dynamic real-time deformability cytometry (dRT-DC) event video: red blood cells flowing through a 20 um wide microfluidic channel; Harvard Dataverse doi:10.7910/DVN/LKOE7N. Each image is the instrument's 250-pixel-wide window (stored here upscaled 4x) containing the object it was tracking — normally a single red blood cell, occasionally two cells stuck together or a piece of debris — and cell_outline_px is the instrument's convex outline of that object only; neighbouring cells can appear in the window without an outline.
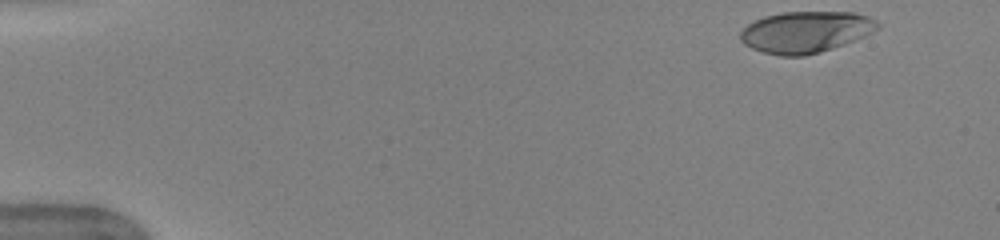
{"species": "human", "species_latin": "Homo sapiens", "temperature_condition": "warm", "stored_images_in_passage": 48, "camera_frame_rate_fps": 3000, "um_per_image_px": 0.085, "donor": {"sex": "female"}, "frame": {"image": 1, "passage_image": 1, "time_ms": 0.0, "image_size_px": [1000, 240], "cell_outline_px": [[880, 28], [864, 36], [844, 44], [820, 52], [804, 56], [780, 56], [764, 52], [752, 48], [744, 44], [740, 40], [740, 32], [748, 24], [764, 16], [780, 12], [852, 12], [868, 16], [876, 20], [880, 24]], "centroid_in_image_um": [68.48, 2.71], "position_along_channel_um": 16.5, "area_um2": 33.12}}
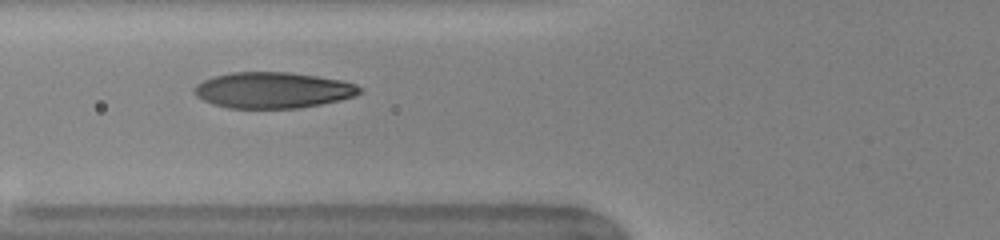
{"frame": {"image": 2, "passage_image": 17, "time_ms": 5.333, "image_size_px": [1000, 240], "cell_outline_px": [[364, 92], [356, 96], [340, 100], [300, 108], [228, 108], [212, 104], [196, 96], [192, 92], [192, 88], [196, 84], [212, 76], [232, 72], [288, 72], [316, 76], [340, 80], [356, 84], [364, 88]], "centroid_in_image_um": [23.2, 7.66], "position_along_channel_um": 102.6, "area_um2": 35.03}}
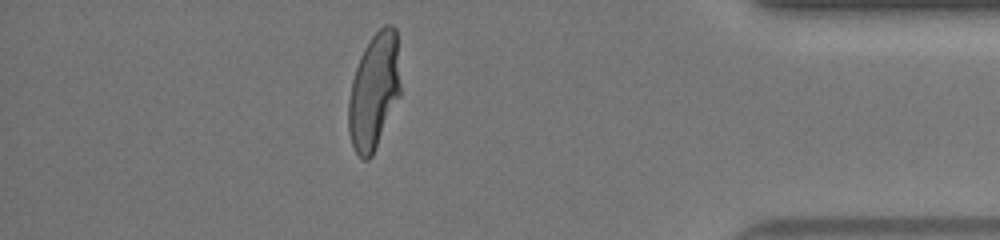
{"frame": {"image": 3, "passage_image": 42, "time_ms": 13.667, "image_size_px": [1000, 240], "cell_outline_px": [[400, 96], [372, 156], [368, 160], [364, 160], [356, 152], [352, 144], [348, 132], [348, 100], [352, 80], [360, 56], [364, 48], [372, 36], [384, 24], [392, 24], [396, 28], [400, 84]], "centroid_in_image_um": [31.79, 7.75], "position_along_channel_um": 403.4, "area_um2": 35.14}, "authors_computed_cell_mechanics": {"area_um2": 35.1135, "velocity_mm_per_s": 3.981, "shape_relaxation_time_tau1_ms": 3.9511, "shape_relaxation_time_tau2_ms": null, "deformation_change_tau1": 0.2136, "deformation_change_tau2": null}}